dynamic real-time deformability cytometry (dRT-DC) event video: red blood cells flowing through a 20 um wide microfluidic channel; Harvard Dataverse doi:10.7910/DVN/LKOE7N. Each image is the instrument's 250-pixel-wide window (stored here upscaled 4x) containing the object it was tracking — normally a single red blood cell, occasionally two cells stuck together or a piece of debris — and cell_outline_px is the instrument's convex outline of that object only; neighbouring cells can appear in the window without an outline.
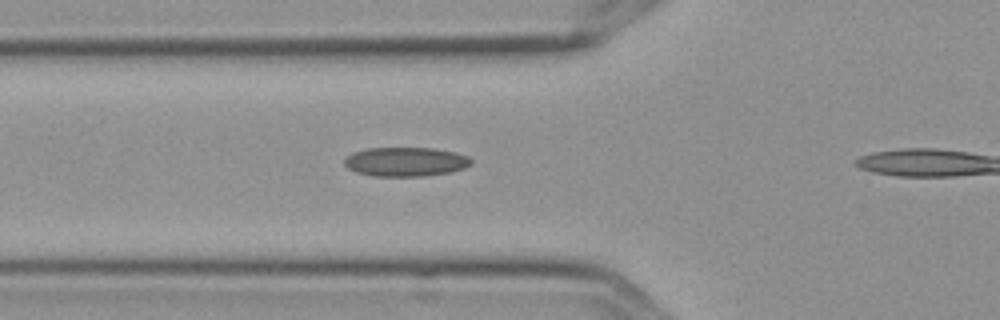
{"species": "Egyptian fruit bat (a non-hibernating species)", "species_latin": "Rousettus aegyptiacus", "temperature_condition": "cold", "stored_images_in_passage": 5, "camera_frame_rate_fps": 3000, "um_per_image_px": 0.085, "frame": {"image": 1, "passage_image": 4, "time_ms": 1.0, "image_size_px": [1000, 320], "cell_outline_px": [[472, 164], [464, 168], [448, 172], [424, 176], [372, 176], [356, 172], [348, 168], [344, 164], [344, 160], [352, 152], [368, 148], [432, 148], [456, 152], [468, 156], [472, 160]], "centroid_in_image_um": [34.47, 13.74], "position_along_channel_um": 91.3, "area_um2": 21.56}}